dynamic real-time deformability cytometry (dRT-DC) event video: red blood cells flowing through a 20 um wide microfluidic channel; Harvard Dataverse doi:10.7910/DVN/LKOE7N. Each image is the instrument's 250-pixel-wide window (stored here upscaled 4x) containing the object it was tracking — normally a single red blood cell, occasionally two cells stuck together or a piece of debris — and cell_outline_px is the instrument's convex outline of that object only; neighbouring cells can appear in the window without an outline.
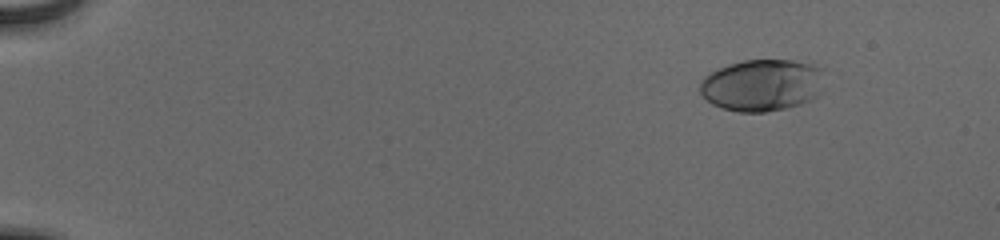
{"species": "human", "species_latin": "Homo sapiens", "temperature_condition": "cold", "stored_images_in_passage": 49, "camera_frame_rate_fps": 3000, "um_per_image_px": 0.085, "donor": {"sex": "male"}, "frame": {"image": 1, "passage_image": 1, "time_ms": 0.0, "image_size_px": [1000, 240], "cell_outline_px": [[820, 68], [816, 96], [800, 104], [784, 108], [764, 112], [736, 112], [712, 104], [700, 92], [700, 80], [704, 76], [728, 64], [744, 60], [792, 60], [816, 64]], "centroid_in_image_um": [64.69, 7.23], "position_along_channel_um": 20.3, "area_um2": 36.93}}
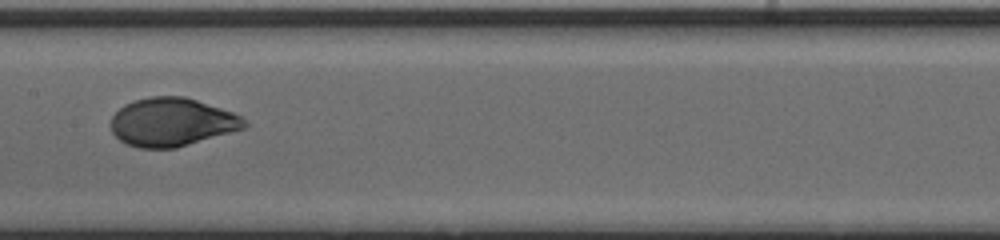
{"frame": {"image": 2, "passage_image": 25, "time_ms": 8.0, "image_size_px": [1000, 240], "cell_outline_px": [[248, 124], [244, 128], [176, 148], [140, 148], [124, 144], [112, 132], [108, 124], [112, 116], [124, 104], [148, 96], [184, 96], [232, 112], [240, 116]], "centroid_in_image_um": [14.55, 10.38], "position_along_channel_um": 192.9, "area_um2": 37.57}}
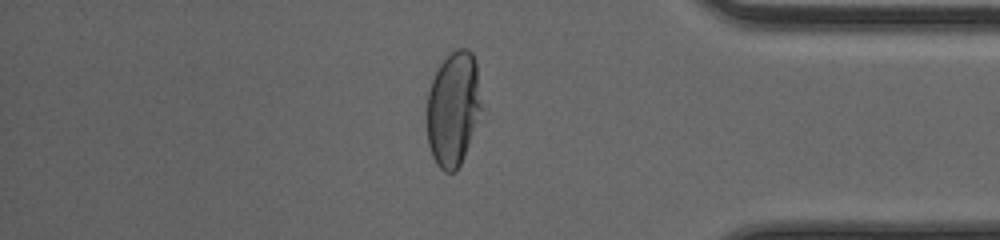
{"frame": {"image": 3, "passage_image": 42, "time_ms": 13.667, "image_size_px": [1000, 240], "cell_outline_px": [[480, 108], [464, 156], [456, 172], [444, 172], [436, 164], [432, 156], [428, 144], [428, 92], [432, 80], [440, 64], [456, 48], [468, 48], [472, 52], [476, 60], [480, 104]], "centroid_in_image_um": [38.5, 9.24], "position_along_channel_um": 396.7, "area_um2": 35.6}, "authors_computed_cell_mechanics": {"area_um2": 37.57, "velocity_mm_per_s": 3.8968, "shape_relaxation_time_tau1_ms": 3.899, "shape_relaxation_time_tau2_ms": null, "deformation_change_tau1": 0.1948, "deformation_change_tau2": null}}